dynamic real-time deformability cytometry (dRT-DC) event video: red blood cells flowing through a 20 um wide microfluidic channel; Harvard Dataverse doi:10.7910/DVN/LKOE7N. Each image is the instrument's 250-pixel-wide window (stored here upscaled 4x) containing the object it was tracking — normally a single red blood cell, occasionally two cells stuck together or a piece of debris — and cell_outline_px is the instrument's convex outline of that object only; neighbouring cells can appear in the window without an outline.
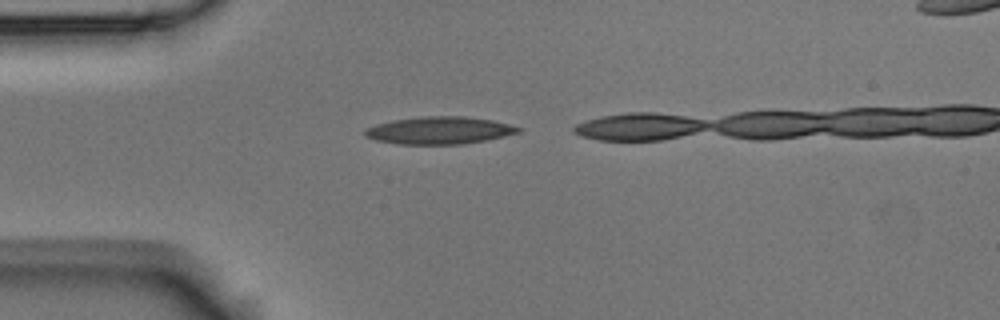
{"species": "Egyptian fruit bat (a non-hibernating species)", "species_latin": "Rousettus aegyptiacus", "temperature_condition": "room temperature", "stored_images_in_passage": 3, "camera_frame_rate_fps": 3000, "um_per_image_px": 0.085, "animal": {"sex": "male"}, "frame": {"image": 1, "passage_image": 1, "time_ms": 0.0, "image_size_px": [1000, 320], "cell_outline_px": [[524, 128], [520, 132], [504, 136], [464, 144], [396, 144], [376, 140], [364, 136], [364, 132], [368, 128], [376, 124], [392, 120], [424, 116], [464, 116], [492, 120]], "centroid_in_image_um": [37.35, 11.08], "position_along_channel_um": 47.7, "area_um2": 24.45}}